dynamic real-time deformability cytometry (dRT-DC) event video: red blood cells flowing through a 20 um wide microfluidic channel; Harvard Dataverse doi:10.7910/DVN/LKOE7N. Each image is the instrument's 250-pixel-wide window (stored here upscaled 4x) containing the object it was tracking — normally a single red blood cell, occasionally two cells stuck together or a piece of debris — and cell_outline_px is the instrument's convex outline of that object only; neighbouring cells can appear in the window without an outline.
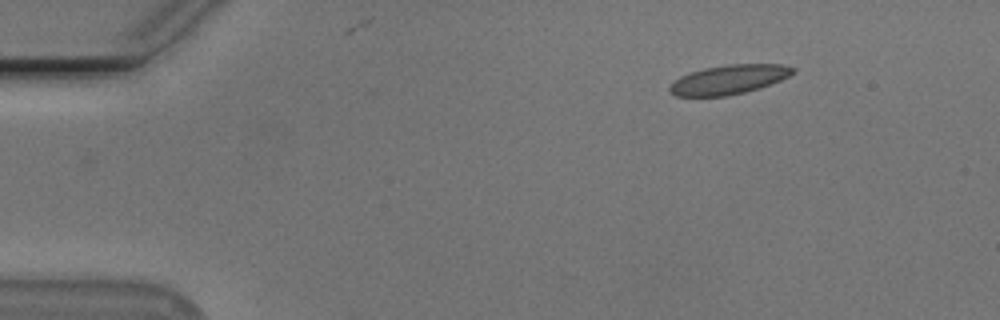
{"species": "Egyptian fruit bat (a non-hibernating species)", "species_latin": "Rousettus aegyptiacus", "temperature_condition": "cold", "stored_images_in_passage": 3, "camera_frame_rate_fps": 3000, "um_per_image_px": 0.085, "animal": {"sex": "male"}, "frame": {"image": 1, "passage_image": 1, "time_ms": 0.0, "image_size_px": [1000, 320], "cell_outline_px": [[796, 72], [780, 80], [760, 88], [728, 96], [676, 96], [668, 92], [668, 88], [680, 76], [688, 72], [704, 68], [728, 64], [784, 64], [796, 68]], "centroid_in_image_um": [61.96, 6.75], "position_along_channel_um": 23.0, "area_um2": 21.15}}